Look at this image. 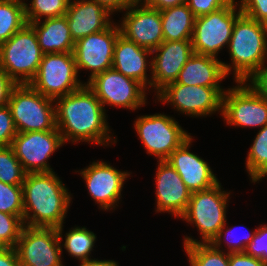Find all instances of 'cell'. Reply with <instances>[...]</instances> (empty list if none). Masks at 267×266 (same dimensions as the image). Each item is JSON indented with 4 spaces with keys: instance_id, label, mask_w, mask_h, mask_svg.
<instances>
[{
    "instance_id": "cell-10",
    "label": "cell",
    "mask_w": 267,
    "mask_h": 266,
    "mask_svg": "<svg viewBox=\"0 0 267 266\" xmlns=\"http://www.w3.org/2000/svg\"><path fill=\"white\" fill-rule=\"evenodd\" d=\"M222 87L184 85L176 82L167 84L156 98L162 103H170L176 111L193 117H205L220 112L222 115Z\"/></svg>"
},
{
    "instance_id": "cell-14",
    "label": "cell",
    "mask_w": 267,
    "mask_h": 266,
    "mask_svg": "<svg viewBox=\"0 0 267 266\" xmlns=\"http://www.w3.org/2000/svg\"><path fill=\"white\" fill-rule=\"evenodd\" d=\"M64 145L58 129L18 132L11 147L23 170L28 173L53 172L48 163L51 155Z\"/></svg>"
},
{
    "instance_id": "cell-21",
    "label": "cell",
    "mask_w": 267,
    "mask_h": 266,
    "mask_svg": "<svg viewBox=\"0 0 267 266\" xmlns=\"http://www.w3.org/2000/svg\"><path fill=\"white\" fill-rule=\"evenodd\" d=\"M111 15L104 6L92 0H70L66 12L67 22L74 42L107 29Z\"/></svg>"
},
{
    "instance_id": "cell-48",
    "label": "cell",
    "mask_w": 267,
    "mask_h": 266,
    "mask_svg": "<svg viewBox=\"0 0 267 266\" xmlns=\"http://www.w3.org/2000/svg\"><path fill=\"white\" fill-rule=\"evenodd\" d=\"M267 176V170L264 171L253 183L255 182H259V180L261 181L263 178H265Z\"/></svg>"
},
{
    "instance_id": "cell-1",
    "label": "cell",
    "mask_w": 267,
    "mask_h": 266,
    "mask_svg": "<svg viewBox=\"0 0 267 266\" xmlns=\"http://www.w3.org/2000/svg\"><path fill=\"white\" fill-rule=\"evenodd\" d=\"M55 108L56 126L64 144L69 140L103 146L117 143L106 122V110L86 82L78 90L57 98Z\"/></svg>"
},
{
    "instance_id": "cell-44",
    "label": "cell",
    "mask_w": 267,
    "mask_h": 266,
    "mask_svg": "<svg viewBox=\"0 0 267 266\" xmlns=\"http://www.w3.org/2000/svg\"><path fill=\"white\" fill-rule=\"evenodd\" d=\"M184 3H186V0H156L150 7L161 11Z\"/></svg>"
},
{
    "instance_id": "cell-2",
    "label": "cell",
    "mask_w": 267,
    "mask_h": 266,
    "mask_svg": "<svg viewBox=\"0 0 267 266\" xmlns=\"http://www.w3.org/2000/svg\"><path fill=\"white\" fill-rule=\"evenodd\" d=\"M22 187L24 225L43 228L63 225L72 197L54 171L28 173Z\"/></svg>"
},
{
    "instance_id": "cell-47",
    "label": "cell",
    "mask_w": 267,
    "mask_h": 266,
    "mask_svg": "<svg viewBox=\"0 0 267 266\" xmlns=\"http://www.w3.org/2000/svg\"><path fill=\"white\" fill-rule=\"evenodd\" d=\"M9 248L1 239H0V252Z\"/></svg>"
},
{
    "instance_id": "cell-18",
    "label": "cell",
    "mask_w": 267,
    "mask_h": 266,
    "mask_svg": "<svg viewBox=\"0 0 267 266\" xmlns=\"http://www.w3.org/2000/svg\"><path fill=\"white\" fill-rule=\"evenodd\" d=\"M151 59V88L156 94L167 84L175 82L180 70L194 54L191 40L163 41Z\"/></svg>"
},
{
    "instance_id": "cell-27",
    "label": "cell",
    "mask_w": 267,
    "mask_h": 266,
    "mask_svg": "<svg viewBox=\"0 0 267 266\" xmlns=\"http://www.w3.org/2000/svg\"><path fill=\"white\" fill-rule=\"evenodd\" d=\"M96 234L88 230L86 227H74L65 235V242L61 244L62 248L68 252L70 256L79 260V262L90 260L91 251L93 250ZM64 245V246H63Z\"/></svg>"
},
{
    "instance_id": "cell-29",
    "label": "cell",
    "mask_w": 267,
    "mask_h": 266,
    "mask_svg": "<svg viewBox=\"0 0 267 266\" xmlns=\"http://www.w3.org/2000/svg\"><path fill=\"white\" fill-rule=\"evenodd\" d=\"M245 166L252 182L267 170V124L255 136Z\"/></svg>"
},
{
    "instance_id": "cell-3",
    "label": "cell",
    "mask_w": 267,
    "mask_h": 266,
    "mask_svg": "<svg viewBox=\"0 0 267 266\" xmlns=\"http://www.w3.org/2000/svg\"><path fill=\"white\" fill-rule=\"evenodd\" d=\"M231 63L222 62L235 82L248 81L267 61V25L241 13L235 20L228 45ZM232 64V65H231Z\"/></svg>"
},
{
    "instance_id": "cell-7",
    "label": "cell",
    "mask_w": 267,
    "mask_h": 266,
    "mask_svg": "<svg viewBox=\"0 0 267 266\" xmlns=\"http://www.w3.org/2000/svg\"><path fill=\"white\" fill-rule=\"evenodd\" d=\"M237 2L231 0L217 11L195 17L191 38L194 53L217 57L225 45L228 48L235 20L242 13Z\"/></svg>"
},
{
    "instance_id": "cell-32",
    "label": "cell",
    "mask_w": 267,
    "mask_h": 266,
    "mask_svg": "<svg viewBox=\"0 0 267 266\" xmlns=\"http://www.w3.org/2000/svg\"><path fill=\"white\" fill-rule=\"evenodd\" d=\"M225 225L222 227V229L219 231L218 235L213 239L211 244L218 250H220L222 242H225V245L228 246L227 253H238V252H244L246 249V246L251 242V240L254 238V235L256 234L257 228L255 230L249 232V229L247 227H244L248 234H243V236L239 237L237 233H235V227H227ZM239 227V226H238ZM243 227V226H242ZM241 227V228H242ZM235 228V229H234ZM240 230V229H239ZM237 232V231H236ZM240 235V234H239ZM231 237V238H230ZM227 240V241H226ZM227 243V244H226Z\"/></svg>"
},
{
    "instance_id": "cell-45",
    "label": "cell",
    "mask_w": 267,
    "mask_h": 266,
    "mask_svg": "<svg viewBox=\"0 0 267 266\" xmlns=\"http://www.w3.org/2000/svg\"><path fill=\"white\" fill-rule=\"evenodd\" d=\"M79 266H119L118 262L113 260L90 259L82 261Z\"/></svg>"
},
{
    "instance_id": "cell-19",
    "label": "cell",
    "mask_w": 267,
    "mask_h": 266,
    "mask_svg": "<svg viewBox=\"0 0 267 266\" xmlns=\"http://www.w3.org/2000/svg\"><path fill=\"white\" fill-rule=\"evenodd\" d=\"M156 170L155 212H167L180 218L188 207L191 192L167 160L158 161Z\"/></svg>"
},
{
    "instance_id": "cell-22",
    "label": "cell",
    "mask_w": 267,
    "mask_h": 266,
    "mask_svg": "<svg viewBox=\"0 0 267 266\" xmlns=\"http://www.w3.org/2000/svg\"><path fill=\"white\" fill-rule=\"evenodd\" d=\"M150 54L152 51L138 46L120 34L114 45L112 68L150 89L151 78L148 79L147 76V70L150 68L151 71V57L148 58Z\"/></svg>"
},
{
    "instance_id": "cell-35",
    "label": "cell",
    "mask_w": 267,
    "mask_h": 266,
    "mask_svg": "<svg viewBox=\"0 0 267 266\" xmlns=\"http://www.w3.org/2000/svg\"><path fill=\"white\" fill-rule=\"evenodd\" d=\"M17 133L9 106L0 107V147L11 146Z\"/></svg>"
},
{
    "instance_id": "cell-37",
    "label": "cell",
    "mask_w": 267,
    "mask_h": 266,
    "mask_svg": "<svg viewBox=\"0 0 267 266\" xmlns=\"http://www.w3.org/2000/svg\"><path fill=\"white\" fill-rule=\"evenodd\" d=\"M238 4L244 15L267 25V0H240Z\"/></svg>"
},
{
    "instance_id": "cell-13",
    "label": "cell",
    "mask_w": 267,
    "mask_h": 266,
    "mask_svg": "<svg viewBox=\"0 0 267 266\" xmlns=\"http://www.w3.org/2000/svg\"><path fill=\"white\" fill-rule=\"evenodd\" d=\"M86 85L105 105L136 110L146 104L147 89L137 80L129 78L113 68L97 74Z\"/></svg>"
},
{
    "instance_id": "cell-46",
    "label": "cell",
    "mask_w": 267,
    "mask_h": 266,
    "mask_svg": "<svg viewBox=\"0 0 267 266\" xmlns=\"http://www.w3.org/2000/svg\"><path fill=\"white\" fill-rule=\"evenodd\" d=\"M156 0H136V5L151 6Z\"/></svg>"
},
{
    "instance_id": "cell-43",
    "label": "cell",
    "mask_w": 267,
    "mask_h": 266,
    "mask_svg": "<svg viewBox=\"0 0 267 266\" xmlns=\"http://www.w3.org/2000/svg\"><path fill=\"white\" fill-rule=\"evenodd\" d=\"M0 266H20L16 248L9 247L0 252Z\"/></svg>"
},
{
    "instance_id": "cell-16",
    "label": "cell",
    "mask_w": 267,
    "mask_h": 266,
    "mask_svg": "<svg viewBox=\"0 0 267 266\" xmlns=\"http://www.w3.org/2000/svg\"><path fill=\"white\" fill-rule=\"evenodd\" d=\"M75 172L81 174L88 194L104 211L114 210L118 206L124 182L130 176L129 172L118 170L103 161L92 162L85 169Z\"/></svg>"
},
{
    "instance_id": "cell-11",
    "label": "cell",
    "mask_w": 267,
    "mask_h": 266,
    "mask_svg": "<svg viewBox=\"0 0 267 266\" xmlns=\"http://www.w3.org/2000/svg\"><path fill=\"white\" fill-rule=\"evenodd\" d=\"M236 83L223 94L221 116L227 125L261 129L267 124V98L247 81Z\"/></svg>"
},
{
    "instance_id": "cell-4",
    "label": "cell",
    "mask_w": 267,
    "mask_h": 266,
    "mask_svg": "<svg viewBox=\"0 0 267 266\" xmlns=\"http://www.w3.org/2000/svg\"><path fill=\"white\" fill-rule=\"evenodd\" d=\"M221 186L219 181L209 189L191 193L188 207L180 218L197 227L201 241L186 236L183 246L211 243L227 222L226 209L231 192L222 191Z\"/></svg>"
},
{
    "instance_id": "cell-20",
    "label": "cell",
    "mask_w": 267,
    "mask_h": 266,
    "mask_svg": "<svg viewBox=\"0 0 267 266\" xmlns=\"http://www.w3.org/2000/svg\"><path fill=\"white\" fill-rule=\"evenodd\" d=\"M192 136L175 149L167 161L178 172L191 193L206 190L219 182L209 164L190 152Z\"/></svg>"
},
{
    "instance_id": "cell-39",
    "label": "cell",
    "mask_w": 267,
    "mask_h": 266,
    "mask_svg": "<svg viewBox=\"0 0 267 266\" xmlns=\"http://www.w3.org/2000/svg\"><path fill=\"white\" fill-rule=\"evenodd\" d=\"M229 266H267L260 258L246 254L245 252L230 253Z\"/></svg>"
},
{
    "instance_id": "cell-23",
    "label": "cell",
    "mask_w": 267,
    "mask_h": 266,
    "mask_svg": "<svg viewBox=\"0 0 267 266\" xmlns=\"http://www.w3.org/2000/svg\"><path fill=\"white\" fill-rule=\"evenodd\" d=\"M227 75L217 57L194 53L180 70L176 83L205 87H222Z\"/></svg>"
},
{
    "instance_id": "cell-8",
    "label": "cell",
    "mask_w": 267,
    "mask_h": 266,
    "mask_svg": "<svg viewBox=\"0 0 267 266\" xmlns=\"http://www.w3.org/2000/svg\"><path fill=\"white\" fill-rule=\"evenodd\" d=\"M78 79L73 52L47 53L29 84L43 96L56 100L82 87L84 84Z\"/></svg>"
},
{
    "instance_id": "cell-33",
    "label": "cell",
    "mask_w": 267,
    "mask_h": 266,
    "mask_svg": "<svg viewBox=\"0 0 267 266\" xmlns=\"http://www.w3.org/2000/svg\"><path fill=\"white\" fill-rule=\"evenodd\" d=\"M0 211L23 216V187L0 181Z\"/></svg>"
},
{
    "instance_id": "cell-24",
    "label": "cell",
    "mask_w": 267,
    "mask_h": 266,
    "mask_svg": "<svg viewBox=\"0 0 267 266\" xmlns=\"http://www.w3.org/2000/svg\"><path fill=\"white\" fill-rule=\"evenodd\" d=\"M29 24L34 28L38 44L44 54L73 52L75 42L66 16L43 19Z\"/></svg>"
},
{
    "instance_id": "cell-34",
    "label": "cell",
    "mask_w": 267,
    "mask_h": 266,
    "mask_svg": "<svg viewBox=\"0 0 267 266\" xmlns=\"http://www.w3.org/2000/svg\"><path fill=\"white\" fill-rule=\"evenodd\" d=\"M24 226L23 216L0 211V239L8 247H16Z\"/></svg>"
},
{
    "instance_id": "cell-36",
    "label": "cell",
    "mask_w": 267,
    "mask_h": 266,
    "mask_svg": "<svg viewBox=\"0 0 267 266\" xmlns=\"http://www.w3.org/2000/svg\"><path fill=\"white\" fill-rule=\"evenodd\" d=\"M246 254L260 258L267 264V224L260 225L251 242L246 246Z\"/></svg>"
},
{
    "instance_id": "cell-38",
    "label": "cell",
    "mask_w": 267,
    "mask_h": 266,
    "mask_svg": "<svg viewBox=\"0 0 267 266\" xmlns=\"http://www.w3.org/2000/svg\"><path fill=\"white\" fill-rule=\"evenodd\" d=\"M231 0H186L195 17L209 14L225 7Z\"/></svg>"
},
{
    "instance_id": "cell-12",
    "label": "cell",
    "mask_w": 267,
    "mask_h": 266,
    "mask_svg": "<svg viewBox=\"0 0 267 266\" xmlns=\"http://www.w3.org/2000/svg\"><path fill=\"white\" fill-rule=\"evenodd\" d=\"M58 228L24 226L16 245L20 266H65L62 260V231Z\"/></svg>"
},
{
    "instance_id": "cell-15",
    "label": "cell",
    "mask_w": 267,
    "mask_h": 266,
    "mask_svg": "<svg viewBox=\"0 0 267 266\" xmlns=\"http://www.w3.org/2000/svg\"><path fill=\"white\" fill-rule=\"evenodd\" d=\"M121 34L114 22L104 31L90 34L75 42L73 55L76 68L90 70L91 80L97 74L112 68L114 45Z\"/></svg>"
},
{
    "instance_id": "cell-41",
    "label": "cell",
    "mask_w": 267,
    "mask_h": 266,
    "mask_svg": "<svg viewBox=\"0 0 267 266\" xmlns=\"http://www.w3.org/2000/svg\"><path fill=\"white\" fill-rule=\"evenodd\" d=\"M16 84L8 77L5 71L0 67V107L8 104L12 88Z\"/></svg>"
},
{
    "instance_id": "cell-25",
    "label": "cell",
    "mask_w": 267,
    "mask_h": 266,
    "mask_svg": "<svg viewBox=\"0 0 267 266\" xmlns=\"http://www.w3.org/2000/svg\"><path fill=\"white\" fill-rule=\"evenodd\" d=\"M160 12L164 41L191 40L195 16L186 3Z\"/></svg>"
},
{
    "instance_id": "cell-17",
    "label": "cell",
    "mask_w": 267,
    "mask_h": 266,
    "mask_svg": "<svg viewBox=\"0 0 267 266\" xmlns=\"http://www.w3.org/2000/svg\"><path fill=\"white\" fill-rule=\"evenodd\" d=\"M125 12L118 25L121 35L127 40L150 51L155 50L164 41L160 10L135 4Z\"/></svg>"
},
{
    "instance_id": "cell-30",
    "label": "cell",
    "mask_w": 267,
    "mask_h": 266,
    "mask_svg": "<svg viewBox=\"0 0 267 266\" xmlns=\"http://www.w3.org/2000/svg\"><path fill=\"white\" fill-rule=\"evenodd\" d=\"M70 0H31L25 3L27 24L66 15Z\"/></svg>"
},
{
    "instance_id": "cell-31",
    "label": "cell",
    "mask_w": 267,
    "mask_h": 266,
    "mask_svg": "<svg viewBox=\"0 0 267 266\" xmlns=\"http://www.w3.org/2000/svg\"><path fill=\"white\" fill-rule=\"evenodd\" d=\"M25 175L12 147H0V181L10 185H22Z\"/></svg>"
},
{
    "instance_id": "cell-42",
    "label": "cell",
    "mask_w": 267,
    "mask_h": 266,
    "mask_svg": "<svg viewBox=\"0 0 267 266\" xmlns=\"http://www.w3.org/2000/svg\"><path fill=\"white\" fill-rule=\"evenodd\" d=\"M104 6L110 13L125 11L132 5L136 4V0H92Z\"/></svg>"
},
{
    "instance_id": "cell-26",
    "label": "cell",
    "mask_w": 267,
    "mask_h": 266,
    "mask_svg": "<svg viewBox=\"0 0 267 266\" xmlns=\"http://www.w3.org/2000/svg\"><path fill=\"white\" fill-rule=\"evenodd\" d=\"M25 0H0V44L26 24Z\"/></svg>"
},
{
    "instance_id": "cell-28",
    "label": "cell",
    "mask_w": 267,
    "mask_h": 266,
    "mask_svg": "<svg viewBox=\"0 0 267 266\" xmlns=\"http://www.w3.org/2000/svg\"><path fill=\"white\" fill-rule=\"evenodd\" d=\"M190 266H229L230 253L216 249L211 243L183 246Z\"/></svg>"
},
{
    "instance_id": "cell-9",
    "label": "cell",
    "mask_w": 267,
    "mask_h": 266,
    "mask_svg": "<svg viewBox=\"0 0 267 266\" xmlns=\"http://www.w3.org/2000/svg\"><path fill=\"white\" fill-rule=\"evenodd\" d=\"M135 120V131L147 154L154 155L158 161L167 160L171 153L191 136L175 118L166 114L142 115Z\"/></svg>"
},
{
    "instance_id": "cell-6",
    "label": "cell",
    "mask_w": 267,
    "mask_h": 266,
    "mask_svg": "<svg viewBox=\"0 0 267 266\" xmlns=\"http://www.w3.org/2000/svg\"><path fill=\"white\" fill-rule=\"evenodd\" d=\"M7 105L17 132L57 128L55 100L43 96L30 84H16L11 90Z\"/></svg>"
},
{
    "instance_id": "cell-5",
    "label": "cell",
    "mask_w": 267,
    "mask_h": 266,
    "mask_svg": "<svg viewBox=\"0 0 267 266\" xmlns=\"http://www.w3.org/2000/svg\"><path fill=\"white\" fill-rule=\"evenodd\" d=\"M43 55L34 28L26 24L0 44V67L15 84H29L38 72Z\"/></svg>"
},
{
    "instance_id": "cell-40",
    "label": "cell",
    "mask_w": 267,
    "mask_h": 266,
    "mask_svg": "<svg viewBox=\"0 0 267 266\" xmlns=\"http://www.w3.org/2000/svg\"><path fill=\"white\" fill-rule=\"evenodd\" d=\"M247 82L267 98V66L264 64Z\"/></svg>"
}]
</instances>
